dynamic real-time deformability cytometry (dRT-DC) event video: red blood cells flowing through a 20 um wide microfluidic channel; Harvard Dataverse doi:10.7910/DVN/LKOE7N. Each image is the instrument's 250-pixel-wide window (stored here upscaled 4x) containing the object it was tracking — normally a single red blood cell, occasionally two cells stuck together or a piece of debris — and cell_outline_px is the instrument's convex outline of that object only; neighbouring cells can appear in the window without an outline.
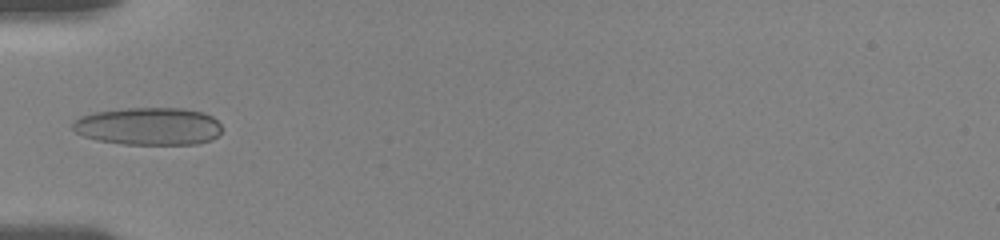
{"species": "human", "species_latin": "Homo sapiens", "temperature_condition": "room temperature", "stored_images_in_passage": 26, "camera_frame_rate_fps": 3000, "um_per_image_px": 0.085, "donor": {"sex": "female"}, "frame": {"image": 1, "passage_image": 1, "time_ms": 0.0, "image_size_px": [1000, 240], "cell_outline_px": [[220, 132], [212, 140], [196, 144], [124, 144], [96, 140], [84, 136], [76, 132], [72, 128], [72, 124], [80, 116], [96, 112], [128, 108], [184, 108], [204, 112], [212, 116], [220, 124]], "centroid_in_image_um": [12.64, 10.73], "position_along_channel_um": 72.4, "area_um2": 32.71}}
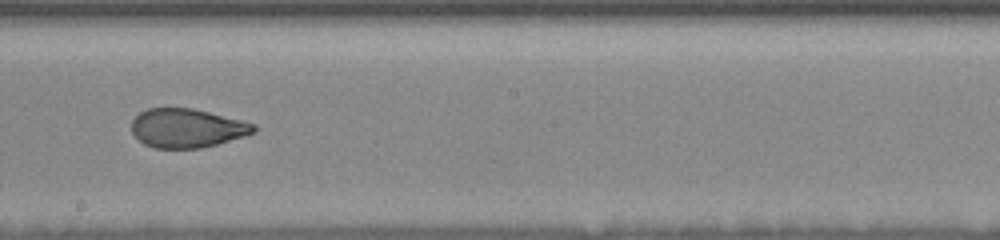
{"frame": {"image": 2, "passage_image": 15, "time_ms": 4.333, "image_size_px": [1000, 240], "cell_outline_px": [[256, 132], [244, 136], [216, 144], [200, 148], [152, 148], [144, 144], [132, 132], [132, 120], [140, 112], [148, 108], [192, 108], [256, 124]], "centroid_in_image_um": [15.88, 10.89], "position_along_channel_um": 232.3, "area_um2": 27.51}}
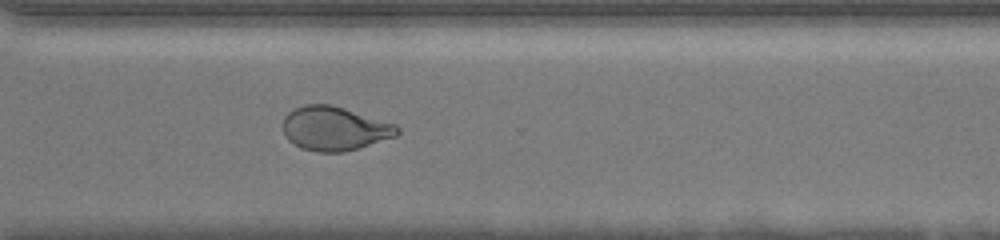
{"frame": {"image": 3, "passage_image": 26, "time_ms": 7.333, "image_size_px": [1000, 240], "cell_outline_px": [[400, 132], [396, 136], [344, 152], [316, 152], [300, 148], [288, 140], [284, 136], [284, 116], [288, 112], [304, 104], [332, 104], [396, 124], [400, 128]], "centroid_in_image_um": [28.43, 10.92], "position_along_channel_um": 342.2, "area_um2": 29.36}}